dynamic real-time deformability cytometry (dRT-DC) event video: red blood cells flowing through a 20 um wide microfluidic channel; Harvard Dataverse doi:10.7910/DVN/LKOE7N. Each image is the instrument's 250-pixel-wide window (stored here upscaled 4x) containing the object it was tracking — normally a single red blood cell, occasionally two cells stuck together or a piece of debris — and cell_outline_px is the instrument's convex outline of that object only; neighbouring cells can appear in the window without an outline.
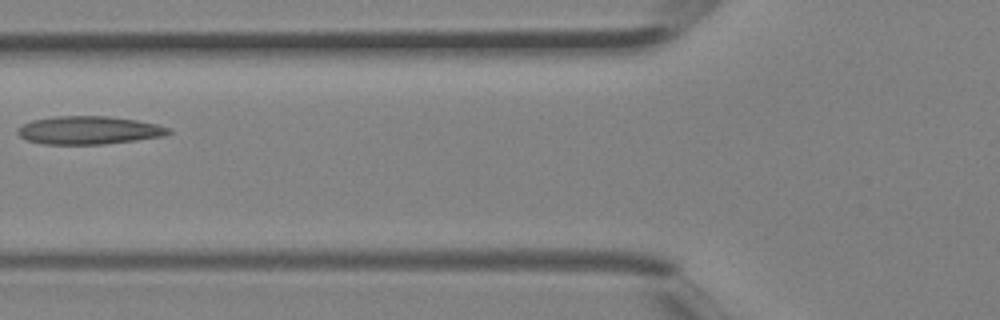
{"species": "Egyptian fruit bat (a non-hibernating species)", "species_latin": "Rousettus aegyptiacus", "temperature_condition": "room temperature", "stored_images_in_passage": 2, "camera_frame_rate_fps": 3000, "um_per_image_px": 0.085, "animal": {"sex": "female"}, "frame": {"image": 1, "passage_image": 2, "time_ms": 0.333, "image_size_px": [1000, 320], "cell_outline_px": [[172, 132], [164, 136], [104, 144], [44, 144], [28, 140], [20, 136], [16, 132], [24, 124], [32, 120], [52, 116], [108, 116], [136, 120], [156, 124], [168, 128]], "centroid_in_image_um": [7.55, 11.06], "position_along_channel_um": 118.3, "area_um2": 24.51}}